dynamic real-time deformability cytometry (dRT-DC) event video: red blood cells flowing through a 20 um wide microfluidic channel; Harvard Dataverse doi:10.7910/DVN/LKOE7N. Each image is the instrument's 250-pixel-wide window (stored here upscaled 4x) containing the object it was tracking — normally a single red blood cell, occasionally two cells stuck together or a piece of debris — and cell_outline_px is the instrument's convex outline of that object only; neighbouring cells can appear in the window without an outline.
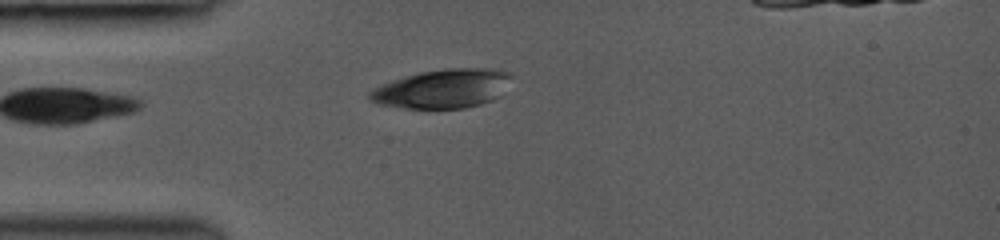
{"species": "common noctule bat (a hibernating species)", "species_latin": "Nyctalus noctula", "temperature_condition": "room temperature", "stored_images_in_passage": 2, "camera_frame_rate_fps": 3000, "um_per_image_px": 0.085, "animal": {"sex": "female", "body_mass_g": 19.0, "forearm_length_mm": 53.3}, "frame": {"image": 1, "passage_image": 2, "time_ms": 1.0, "image_size_px": [1000, 240], "cell_outline_px": [[512, 76], [500, 96], [492, 100], [480, 104], [464, 108], [404, 108], [380, 104], [368, 100], [368, 92], [380, 84], [404, 76], [420, 72], [444, 68], [492, 68], [508, 72]], "centroid_in_image_um": [37.6, 7.53], "position_along_channel_um": 47.4, "area_um2": 32.25}}